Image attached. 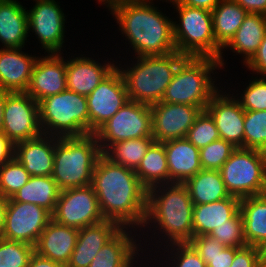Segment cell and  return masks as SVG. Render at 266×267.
<instances>
[{
    "mask_svg": "<svg viewBox=\"0 0 266 267\" xmlns=\"http://www.w3.org/2000/svg\"><path fill=\"white\" fill-rule=\"evenodd\" d=\"M256 77L238 98L242 108L245 111H263L266 110V78Z\"/></svg>",
    "mask_w": 266,
    "mask_h": 267,
    "instance_id": "obj_41",
    "label": "cell"
},
{
    "mask_svg": "<svg viewBox=\"0 0 266 267\" xmlns=\"http://www.w3.org/2000/svg\"><path fill=\"white\" fill-rule=\"evenodd\" d=\"M217 67L222 69L218 59L187 57L178 66L161 102L197 106L205 110L218 91L211 76Z\"/></svg>",
    "mask_w": 266,
    "mask_h": 267,
    "instance_id": "obj_6",
    "label": "cell"
},
{
    "mask_svg": "<svg viewBox=\"0 0 266 267\" xmlns=\"http://www.w3.org/2000/svg\"><path fill=\"white\" fill-rule=\"evenodd\" d=\"M78 234L79 229L61 225L52 219L34 246L35 252L66 267L77 243Z\"/></svg>",
    "mask_w": 266,
    "mask_h": 267,
    "instance_id": "obj_22",
    "label": "cell"
},
{
    "mask_svg": "<svg viewBox=\"0 0 266 267\" xmlns=\"http://www.w3.org/2000/svg\"><path fill=\"white\" fill-rule=\"evenodd\" d=\"M209 236L218 239L225 247L241 248L247 245L240 210L226 224L215 227Z\"/></svg>",
    "mask_w": 266,
    "mask_h": 267,
    "instance_id": "obj_39",
    "label": "cell"
},
{
    "mask_svg": "<svg viewBox=\"0 0 266 267\" xmlns=\"http://www.w3.org/2000/svg\"><path fill=\"white\" fill-rule=\"evenodd\" d=\"M238 249L236 247H225L215 256H200V258L206 263L207 267H230Z\"/></svg>",
    "mask_w": 266,
    "mask_h": 267,
    "instance_id": "obj_45",
    "label": "cell"
},
{
    "mask_svg": "<svg viewBox=\"0 0 266 267\" xmlns=\"http://www.w3.org/2000/svg\"><path fill=\"white\" fill-rule=\"evenodd\" d=\"M39 122L43 134L57 137L89 135V114L86 96L71 90L42 99Z\"/></svg>",
    "mask_w": 266,
    "mask_h": 267,
    "instance_id": "obj_8",
    "label": "cell"
},
{
    "mask_svg": "<svg viewBox=\"0 0 266 267\" xmlns=\"http://www.w3.org/2000/svg\"><path fill=\"white\" fill-rule=\"evenodd\" d=\"M13 157H14V144L1 131L0 132V166L7 163Z\"/></svg>",
    "mask_w": 266,
    "mask_h": 267,
    "instance_id": "obj_47",
    "label": "cell"
},
{
    "mask_svg": "<svg viewBox=\"0 0 266 267\" xmlns=\"http://www.w3.org/2000/svg\"><path fill=\"white\" fill-rule=\"evenodd\" d=\"M100 145L94 134L57 137L52 178L60 190L88 186L99 157Z\"/></svg>",
    "mask_w": 266,
    "mask_h": 267,
    "instance_id": "obj_5",
    "label": "cell"
},
{
    "mask_svg": "<svg viewBox=\"0 0 266 267\" xmlns=\"http://www.w3.org/2000/svg\"><path fill=\"white\" fill-rule=\"evenodd\" d=\"M57 136H40L14 144V158L31 176H52Z\"/></svg>",
    "mask_w": 266,
    "mask_h": 267,
    "instance_id": "obj_19",
    "label": "cell"
},
{
    "mask_svg": "<svg viewBox=\"0 0 266 267\" xmlns=\"http://www.w3.org/2000/svg\"><path fill=\"white\" fill-rule=\"evenodd\" d=\"M189 243L200 256H215L225 248L218 239L209 235L194 236Z\"/></svg>",
    "mask_w": 266,
    "mask_h": 267,
    "instance_id": "obj_43",
    "label": "cell"
},
{
    "mask_svg": "<svg viewBox=\"0 0 266 267\" xmlns=\"http://www.w3.org/2000/svg\"><path fill=\"white\" fill-rule=\"evenodd\" d=\"M240 212L246 243L256 246L266 239V193L241 198Z\"/></svg>",
    "mask_w": 266,
    "mask_h": 267,
    "instance_id": "obj_29",
    "label": "cell"
},
{
    "mask_svg": "<svg viewBox=\"0 0 266 267\" xmlns=\"http://www.w3.org/2000/svg\"><path fill=\"white\" fill-rule=\"evenodd\" d=\"M236 149L231 143L218 139L199 149L203 169L219 170Z\"/></svg>",
    "mask_w": 266,
    "mask_h": 267,
    "instance_id": "obj_40",
    "label": "cell"
},
{
    "mask_svg": "<svg viewBox=\"0 0 266 267\" xmlns=\"http://www.w3.org/2000/svg\"><path fill=\"white\" fill-rule=\"evenodd\" d=\"M28 13L16 0L0 3V42L3 48H23L28 37Z\"/></svg>",
    "mask_w": 266,
    "mask_h": 267,
    "instance_id": "obj_26",
    "label": "cell"
},
{
    "mask_svg": "<svg viewBox=\"0 0 266 267\" xmlns=\"http://www.w3.org/2000/svg\"><path fill=\"white\" fill-rule=\"evenodd\" d=\"M152 111V137L155 142L184 138L202 109L185 104L158 102L150 105Z\"/></svg>",
    "mask_w": 266,
    "mask_h": 267,
    "instance_id": "obj_16",
    "label": "cell"
},
{
    "mask_svg": "<svg viewBox=\"0 0 266 267\" xmlns=\"http://www.w3.org/2000/svg\"><path fill=\"white\" fill-rule=\"evenodd\" d=\"M154 142L153 137L118 141L111 144L102 154L115 164L135 170Z\"/></svg>",
    "mask_w": 266,
    "mask_h": 267,
    "instance_id": "obj_34",
    "label": "cell"
},
{
    "mask_svg": "<svg viewBox=\"0 0 266 267\" xmlns=\"http://www.w3.org/2000/svg\"><path fill=\"white\" fill-rule=\"evenodd\" d=\"M240 210V198L230 196L219 201L193 206V237L209 235L226 224Z\"/></svg>",
    "mask_w": 266,
    "mask_h": 267,
    "instance_id": "obj_25",
    "label": "cell"
},
{
    "mask_svg": "<svg viewBox=\"0 0 266 267\" xmlns=\"http://www.w3.org/2000/svg\"><path fill=\"white\" fill-rule=\"evenodd\" d=\"M94 135L102 153L118 141L152 137L150 105L129 100Z\"/></svg>",
    "mask_w": 266,
    "mask_h": 267,
    "instance_id": "obj_10",
    "label": "cell"
},
{
    "mask_svg": "<svg viewBox=\"0 0 266 267\" xmlns=\"http://www.w3.org/2000/svg\"><path fill=\"white\" fill-rule=\"evenodd\" d=\"M179 4L212 11L221 0H175Z\"/></svg>",
    "mask_w": 266,
    "mask_h": 267,
    "instance_id": "obj_49",
    "label": "cell"
},
{
    "mask_svg": "<svg viewBox=\"0 0 266 267\" xmlns=\"http://www.w3.org/2000/svg\"><path fill=\"white\" fill-rule=\"evenodd\" d=\"M135 173L147 190L169 183L168 163L163 143L154 142L150 146L145 157L135 169Z\"/></svg>",
    "mask_w": 266,
    "mask_h": 267,
    "instance_id": "obj_33",
    "label": "cell"
},
{
    "mask_svg": "<svg viewBox=\"0 0 266 267\" xmlns=\"http://www.w3.org/2000/svg\"><path fill=\"white\" fill-rule=\"evenodd\" d=\"M245 66L253 73L266 76V32L257 52Z\"/></svg>",
    "mask_w": 266,
    "mask_h": 267,
    "instance_id": "obj_46",
    "label": "cell"
},
{
    "mask_svg": "<svg viewBox=\"0 0 266 267\" xmlns=\"http://www.w3.org/2000/svg\"><path fill=\"white\" fill-rule=\"evenodd\" d=\"M230 267H260L256 246L239 248Z\"/></svg>",
    "mask_w": 266,
    "mask_h": 267,
    "instance_id": "obj_44",
    "label": "cell"
},
{
    "mask_svg": "<svg viewBox=\"0 0 266 267\" xmlns=\"http://www.w3.org/2000/svg\"><path fill=\"white\" fill-rule=\"evenodd\" d=\"M121 229L117 222L106 219L79 229L77 243L66 267H89L99 250Z\"/></svg>",
    "mask_w": 266,
    "mask_h": 267,
    "instance_id": "obj_20",
    "label": "cell"
},
{
    "mask_svg": "<svg viewBox=\"0 0 266 267\" xmlns=\"http://www.w3.org/2000/svg\"><path fill=\"white\" fill-rule=\"evenodd\" d=\"M185 138L200 149L220 139V136L211 115L206 110H202Z\"/></svg>",
    "mask_w": 266,
    "mask_h": 267,
    "instance_id": "obj_38",
    "label": "cell"
},
{
    "mask_svg": "<svg viewBox=\"0 0 266 267\" xmlns=\"http://www.w3.org/2000/svg\"><path fill=\"white\" fill-rule=\"evenodd\" d=\"M21 50L22 48L0 49V89L9 92L27 91L38 57Z\"/></svg>",
    "mask_w": 266,
    "mask_h": 267,
    "instance_id": "obj_21",
    "label": "cell"
},
{
    "mask_svg": "<svg viewBox=\"0 0 266 267\" xmlns=\"http://www.w3.org/2000/svg\"><path fill=\"white\" fill-rule=\"evenodd\" d=\"M125 1H127V0H98V2H100V3H102V2H104V3H102V4H107L106 6L107 7H109V9L113 6V5H115V4H117V3H120V2H125Z\"/></svg>",
    "mask_w": 266,
    "mask_h": 267,
    "instance_id": "obj_54",
    "label": "cell"
},
{
    "mask_svg": "<svg viewBox=\"0 0 266 267\" xmlns=\"http://www.w3.org/2000/svg\"><path fill=\"white\" fill-rule=\"evenodd\" d=\"M27 267H65V266L51 259L42 257L35 252L32 255L29 265Z\"/></svg>",
    "mask_w": 266,
    "mask_h": 267,
    "instance_id": "obj_50",
    "label": "cell"
},
{
    "mask_svg": "<svg viewBox=\"0 0 266 267\" xmlns=\"http://www.w3.org/2000/svg\"><path fill=\"white\" fill-rule=\"evenodd\" d=\"M163 144L168 163L169 183H185L203 169L199 149L185 137Z\"/></svg>",
    "mask_w": 266,
    "mask_h": 267,
    "instance_id": "obj_24",
    "label": "cell"
},
{
    "mask_svg": "<svg viewBox=\"0 0 266 267\" xmlns=\"http://www.w3.org/2000/svg\"><path fill=\"white\" fill-rule=\"evenodd\" d=\"M222 92L219 89L211 97L205 110L213 118L220 139L231 143L236 148H244L245 110L238 98H235L236 96Z\"/></svg>",
    "mask_w": 266,
    "mask_h": 267,
    "instance_id": "obj_17",
    "label": "cell"
},
{
    "mask_svg": "<svg viewBox=\"0 0 266 267\" xmlns=\"http://www.w3.org/2000/svg\"><path fill=\"white\" fill-rule=\"evenodd\" d=\"M171 248V267H207L206 263L200 258L199 253L190 243H174L166 245ZM174 253H173V251ZM174 261V262H173ZM174 265V266H173Z\"/></svg>",
    "mask_w": 266,
    "mask_h": 267,
    "instance_id": "obj_42",
    "label": "cell"
},
{
    "mask_svg": "<svg viewBox=\"0 0 266 267\" xmlns=\"http://www.w3.org/2000/svg\"><path fill=\"white\" fill-rule=\"evenodd\" d=\"M2 133L13 144L40 136L38 102L26 92H9L3 110Z\"/></svg>",
    "mask_w": 266,
    "mask_h": 267,
    "instance_id": "obj_12",
    "label": "cell"
},
{
    "mask_svg": "<svg viewBox=\"0 0 266 267\" xmlns=\"http://www.w3.org/2000/svg\"><path fill=\"white\" fill-rule=\"evenodd\" d=\"M35 247L0 237V267H27Z\"/></svg>",
    "mask_w": 266,
    "mask_h": 267,
    "instance_id": "obj_37",
    "label": "cell"
},
{
    "mask_svg": "<svg viewBox=\"0 0 266 267\" xmlns=\"http://www.w3.org/2000/svg\"><path fill=\"white\" fill-rule=\"evenodd\" d=\"M248 13L266 15V0H234Z\"/></svg>",
    "mask_w": 266,
    "mask_h": 267,
    "instance_id": "obj_48",
    "label": "cell"
},
{
    "mask_svg": "<svg viewBox=\"0 0 266 267\" xmlns=\"http://www.w3.org/2000/svg\"><path fill=\"white\" fill-rule=\"evenodd\" d=\"M211 14L215 40L223 48L235 35L248 12L234 0H221Z\"/></svg>",
    "mask_w": 266,
    "mask_h": 267,
    "instance_id": "obj_32",
    "label": "cell"
},
{
    "mask_svg": "<svg viewBox=\"0 0 266 267\" xmlns=\"http://www.w3.org/2000/svg\"><path fill=\"white\" fill-rule=\"evenodd\" d=\"M52 219L61 225L77 229L105 220L91 184L62 190Z\"/></svg>",
    "mask_w": 266,
    "mask_h": 267,
    "instance_id": "obj_11",
    "label": "cell"
},
{
    "mask_svg": "<svg viewBox=\"0 0 266 267\" xmlns=\"http://www.w3.org/2000/svg\"><path fill=\"white\" fill-rule=\"evenodd\" d=\"M230 195L244 198L266 193V153L236 148L219 169Z\"/></svg>",
    "mask_w": 266,
    "mask_h": 267,
    "instance_id": "obj_9",
    "label": "cell"
},
{
    "mask_svg": "<svg viewBox=\"0 0 266 267\" xmlns=\"http://www.w3.org/2000/svg\"><path fill=\"white\" fill-rule=\"evenodd\" d=\"M66 61L67 89L84 96H88L117 67L111 62L101 65L89 57Z\"/></svg>",
    "mask_w": 266,
    "mask_h": 267,
    "instance_id": "obj_23",
    "label": "cell"
},
{
    "mask_svg": "<svg viewBox=\"0 0 266 267\" xmlns=\"http://www.w3.org/2000/svg\"><path fill=\"white\" fill-rule=\"evenodd\" d=\"M8 206V198L0 195V237L3 233L5 218H6V210Z\"/></svg>",
    "mask_w": 266,
    "mask_h": 267,
    "instance_id": "obj_51",
    "label": "cell"
},
{
    "mask_svg": "<svg viewBox=\"0 0 266 267\" xmlns=\"http://www.w3.org/2000/svg\"><path fill=\"white\" fill-rule=\"evenodd\" d=\"M244 148L266 153V110L245 111Z\"/></svg>",
    "mask_w": 266,
    "mask_h": 267,
    "instance_id": "obj_35",
    "label": "cell"
},
{
    "mask_svg": "<svg viewBox=\"0 0 266 267\" xmlns=\"http://www.w3.org/2000/svg\"><path fill=\"white\" fill-rule=\"evenodd\" d=\"M175 5L179 13V24L173 22V37L177 52L187 57H212L224 66L222 47L213 34L212 14L210 10L179 4L175 0H166Z\"/></svg>",
    "mask_w": 266,
    "mask_h": 267,
    "instance_id": "obj_7",
    "label": "cell"
},
{
    "mask_svg": "<svg viewBox=\"0 0 266 267\" xmlns=\"http://www.w3.org/2000/svg\"><path fill=\"white\" fill-rule=\"evenodd\" d=\"M62 54H48L36 59L26 91L36 102L67 89L66 61Z\"/></svg>",
    "mask_w": 266,
    "mask_h": 267,
    "instance_id": "obj_18",
    "label": "cell"
},
{
    "mask_svg": "<svg viewBox=\"0 0 266 267\" xmlns=\"http://www.w3.org/2000/svg\"><path fill=\"white\" fill-rule=\"evenodd\" d=\"M31 175L24 166L14 157L4 165L0 166V195L11 198L22 186H24Z\"/></svg>",
    "mask_w": 266,
    "mask_h": 267,
    "instance_id": "obj_36",
    "label": "cell"
},
{
    "mask_svg": "<svg viewBox=\"0 0 266 267\" xmlns=\"http://www.w3.org/2000/svg\"><path fill=\"white\" fill-rule=\"evenodd\" d=\"M89 114V134H94L128 101L123 77L116 67L86 96Z\"/></svg>",
    "mask_w": 266,
    "mask_h": 267,
    "instance_id": "obj_14",
    "label": "cell"
},
{
    "mask_svg": "<svg viewBox=\"0 0 266 267\" xmlns=\"http://www.w3.org/2000/svg\"><path fill=\"white\" fill-rule=\"evenodd\" d=\"M193 206L184 183L152 187L147 190V210L143 228L155 223L156 228L164 234L161 235L165 236L164 241L167 236L166 241L169 244L189 243L193 238Z\"/></svg>",
    "mask_w": 266,
    "mask_h": 267,
    "instance_id": "obj_3",
    "label": "cell"
},
{
    "mask_svg": "<svg viewBox=\"0 0 266 267\" xmlns=\"http://www.w3.org/2000/svg\"><path fill=\"white\" fill-rule=\"evenodd\" d=\"M150 1L127 0L109 9L137 57L164 56L177 51L173 37L174 21L154 7L153 0Z\"/></svg>",
    "mask_w": 266,
    "mask_h": 267,
    "instance_id": "obj_2",
    "label": "cell"
},
{
    "mask_svg": "<svg viewBox=\"0 0 266 267\" xmlns=\"http://www.w3.org/2000/svg\"><path fill=\"white\" fill-rule=\"evenodd\" d=\"M91 185L104 219L117 222L122 228H143L147 189L134 169L115 164L102 154L96 163Z\"/></svg>",
    "mask_w": 266,
    "mask_h": 267,
    "instance_id": "obj_1",
    "label": "cell"
},
{
    "mask_svg": "<svg viewBox=\"0 0 266 267\" xmlns=\"http://www.w3.org/2000/svg\"><path fill=\"white\" fill-rule=\"evenodd\" d=\"M260 267H266V239L256 245Z\"/></svg>",
    "mask_w": 266,
    "mask_h": 267,
    "instance_id": "obj_52",
    "label": "cell"
},
{
    "mask_svg": "<svg viewBox=\"0 0 266 267\" xmlns=\"http://www.w3.org/2000/svg\"><path fill=\"white\" fill-rule=\"evenodd\" d=\"M9 91L0 89V132L2 131L3 125V110L5 105V100Z\"/></svg>",
    "mask_w": 266,
    "mask_h": 267,
    "instance_id": "obj_53",
    "label": "cell"
},
{
    "mask_svg": "<svg viewBox=\"0 0 266 267\" xmlns=\"http://www.w3.org/2000/svg\"><path fill=\"white\" fill-rule=\"evenodd\" d=\"M127 229V230H125ZM129 228H122L110 241H108L96 254L89 267H133V261L138 251L139 244ZM131 233V234H129ZM139 247V250H138Z\"/></svg>",
    "mask_w": 266,
    "mask_h": 267,
    "instance_id": "obj_27",
    "label": "cell"
},
{
    "mask_svg": "<svg viewBox=\"0 0 266 267\" xmlns=\"http://www.w3.org/2000/svg\"><path fill=\"white\" fill-rule=\"evenodd\" d=\"M184 184L194 205L207 204L231 196L219 170L202 169Z\"/></svg>",
    "mask_w": 266,
    "mask_h": 267,
    "instance_id": "obj_30",
    "label": "cell"
},
{
    "mask_svg": "<svg viewBox=\"0 0 266 267\" xmlns=\"http://www.w3.org/2000/svg\"><path fill=\"white\" fill-rule=\"evenodd\" d=\"M51 220L52 214L39 205L9 198L1 237L35 246Z\"/></svg>",
    "mask_w": 266,
    "mask_h": 267,
    "instance_id": "obj_13",
    "label": "cell"
},
{
    "mask_svg": "<svg viewBox=\"0 0 266 267\" xmlns=\"http://www.w3.org/2000/svg\"><path fill=\"white\" fill-rule=\"evenodd\" d=\"M27 10L28 28L35 32L48 54H62L64 44L65 15L55 0H35Z\"/></svg>",
    "mask_w": 266,
    "mask_h": 267,
    "instance_id": "obj_15",
    "label": "cell"
},
{
    "mask_svg": "<svg viewBox=\"0 0 266 267\" xmlns=\"http://www.w3.org/2000/svg\"><path fill=\"white\" fill-rule=\"evenodd\" d=\"M187 56L175 51L164 56H136L133 67H117L123 77L128 99L153 105L161 102L178 66ZM121 68V69H119Z\"/></svg>",
    "mask_w": 266,
    "mask_h": 267,
    "instance_id": "obj_4",
    "label": "cell"
},
{
    "mask_svg": "<svg viewBox=\"0 0 266 267\" xmlns=\"http://www.w3.org/2000/svg\"><path fill=\"white\" fill-rule=\"evenodd\" d=\"M266 32V15L248 13L235 35L222 48L229 47L237 54H244L247 64L257 52Z\"/></svg>",
    "mask_w": 266,
    "mask_h": 267,
    "instance_id": "obj_28",
    "label": "cell"
},
{
    "mask_svg": "<svg viewBox=\"0 0 266 267\" xmlns=\"http://www.w3.org/2000/svg\"><path fill=\"white\" fill-rule=\"evenodd\" d=\"M60 192L52 176H31L11 198L16 202L39 205L53 214Z\"/></svg>",
    "mask_w": 266,
    "mask_h": 267,
    "instance_id": "obj_31",
    "label": "cell"
}]
</instances>
